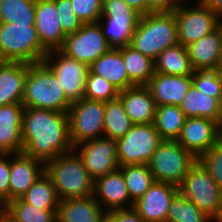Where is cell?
I'll return each mask as SVG.
<instances>
[{
  "instance_id": "obj_19",
  "label": "cell",
  "mask_w": 222,
  "mask_h": 222,
  "mask_svg": "<svg viewBox=\"0 0 222 222\" xmlns=\"http://www.w3.org/2000/svg\"><path fill=\"white\" fill-rule=\"evenodd\" d=\"M45 172V163L21 153H11L9 201L22 197Z\"/></svg>"
},
{
  "instance_id": "obj_34",
  "label": "cell",
  "mask_w": 222,
  "mask_h": 222,
  "mask_svg": "<svg viewBox=\"0 0 222 222\" xmlns=\"http://www.w3.org/2000/svg\"><path fill=\"white\" fill-rule=\"evenodd\" d=\"M127 185L130 198L135 202L142 197L154 182L148 164L119 166Z\"/></svg>"
},
{
  "instance_id": "obj_7",
  "label": "cell",
  "mask_w": 222,
  "mask_h": 222,
  "mask_svg": "<svg viewBox=\"0 0 222 222\" xmlns=\"http://www.w3.org/2000/svg\"><path fill=\"white\" fill-rule=\"evenodd\" d=\"M197 160L177 141L163 140L148 162V167L154 181L179 187Z\"/></svg>"
},
{
  "instance_id": "obj_26",
  "label": "cell",
  "mask_w": 222,
  "mask_h": 222,
  "mask_svg": "<svg viewBox=\"0 0 222 222\" xmlns=\"http://www.w3.org/2000/svg\"><path fill=\"white\" fill-rule=\"evenodd\" d=\"M89 67L91 73L102 76L119 91L135 86L128 78L120 48H110Z\"/></svg>"
},
{
  "instance_id": "obj_33",
  "label": "cell",
  "mask_w": 222,
  "mask_h": 222,
  "mask_svg": "<svg viewBox=\"0 0 222 222\" xmlns=\"http://www.w3.org/2000/svg\"><path fill=\"white\" fill-rule=\"evenodd\" d=\"M20 199L43 210H57L60 201L51 178L45 172Z\"/></svg>"
},
{
  "instance_id": "obj_8",
  "label": "cell",
  "mask_w": 222,
  "mask_h": 222,
  "mask_svg": "<svg viewBox=\"0 0 222 222\" xmlns=\"http://www.w3.org/2000/svg\"><path fill=\"white\" fill-rule=\"evenodd\" d=\"M141 14L124 0H103L97 21L111 48L129 46Z\"/></svg>"
},
{
  "instance_id": "obj_46",
  "label": "cell",
  "mask_w": 222,
  "mask_h": 222,
  "mask_svg": "<svg viewBox=\"0 0 222 222\" xmlns=\"http://www.w3.org/2000/svg\"><path fill=\"white\" fill-rule=\"evenodd\" d=\"M141 15L147 14V0H124Z\"/></svg>"
},
{
  "instance_id": "obj_30",
  "label": "cell",
  "mask_w": 222,
  "mask_h": 222,
  "mask_svg": "<svg viewBox=\"0 0 222 222\" xmlns=\"http://www.w3.org/2000/svg\"><path fill=\"white\" fill-rule=\"evenodd\" d=\"M186 116L179 106L169 104L156 107L154 125L162 140L177 141Z\"/></svg>"
},
{
  "instance_id": "obj_9",
  "label": "cell",
  "mask_w": 222,
  "mask_h": 222,
  "mask_svg": "<svg viewBox=\"0 0 222 222\" xmlns=\"http://www.w3.org/2000/svg\"><path fill=\"white\" fill-rule=\"evenodd\" d=\"M193 7L185 0L173 10L177 25L178 42L184 47L198 41L215 30L222 19L207 8L200 0ZM186 4V5H185Z\"/></svg>"
},
{
  "instance_id": "obj_40",
  "label": "cell",
  "mask_w": 222,
  "mask_h": 222,
  "mask_svg": "<svg viewBox=\"0 0 222 222\" xmlns=\"http://www.w3.org/2000/svg\"><path fill=\"white\" fill-rule=\"evenodd\" d=\"M74 13L82 24L96 23L101 17L103 0H71Z\"/></svg>"
},
{
  "instance_id": "obj_41",
  "label": "cell",
  "mask_w": 222,
  "mask_h": 222,
  "mask_svg": "<svg viewBox=\"0 0 222 222\" xmlns=\"http://www.w3.org/2000/svg\"><path fill=\"white\" fill-rule=\"evenodd\" d=\"M58 9L60 25L65 35L75 33L81 28L82 22L74 13L71 0H54Z\"/></svg>"
},
{
  "instance_id": "obj_21",
  "label": "cell",
  "mask_w": 222,
  "mask_h": 222,
  "mask_svg": "<svg viewBox=\"0 0 222 222\" xmlns=\"http://www.w3.org/2000/svg\"><path fill=\"white\" fill-rule=\"evenodd\" d=\"M24 106L12 103L0 107V150L3 153L23 151L22 120Z\"/></svg>"
},
{
  "instance_id": "obj_6",
  "label": "cell",
  "mask_w": 222,
  "mask_h": 222,
  "mask_svg": "<svg viewBox=\"0 0 222 222\" xmlns=\"http://www.w3.org/2000/svg\"><path fill=\"white\" fill-rule=\"evenodd\" d=\"M179 192L215 222H222V190L197 160L179 186Z\"/></svg>"
},
{
  "instance_id": "obj_37",
  "label": "cell",
  "mask_w": 222,
  "mask_h": 222,
  "mask_svg": "<svg viewBox=\"0 0 222 222\" xmlns=\"http://www.w3.org/2000/svg\"><path fill=\"white\" fill-rule=\"evenodd\" d=\"M192 84L202 93L222 103V67L200 68L192 75Z\"/></svg>"
},
{
  "instance_id": "obj_13",
  "label": "cell",
  "mask_w": 222,
  "mask_h": 222,
  "mask_svg": "<svg viewBox=\"0 0 222 222\" xmlns=\"http://www.w3.org/2000/svg\"><path fill=\"white\" fill-rule=\"evenodd\" d=\"M110 48L96 22L82 24L75 33L66 35L60 50L67 56L90 66Z\"/></svg>"
},
{
  "instance_id": "obj_5",
  "label": "cell",
  "mask_w": 222,
  "mask_h": 222,
  "mask_svg": "<svg viewBox=\"0 0 222 222\" xmlns=\"http://www.w3.org/2000/svg\"><path fill=\"white\" fill-rule=\"evenodd\" d=\"M47 53L35 24L0 23V61L32 64L43 61Z\"/></svg>"
},
{
  "instance_id": "obj_25",
  "label": "cell",
  "mask_w": 222,
  "mask_h": 222,
  "mask_svg": "<svg viewBox=\"0 0 222 222\" xmlns=\"http://www.w3.org/2000/svg\"><path fill=\"white\" fill-rule=\"evenodd\" d=\"M27 63L0 61V107L22 103Z\"/></svg>"
},
{
  "instance_id": "obj_1",
  "label": "cell",
  "mask_w": 222,
  "mask_h": 222,
  "mask_svg": "<svg viewBox=\"0 0 222 222\" xmlns=\"http://www.w3.org/2000/svg\"><path fill=\"white\" fill-rule=\"evenodd\" d=\"M23 153L46 163L73 150L66 112L24 107Z\"/></svg>"
},
{
  "instance_id": "obj_22",
  "label": "cell",
  "mask_w": 222,
  "mask_h": 222,
  "mask_svg": "<svg viewBox=\"0 0 222 222\" xmlns=\"http://www.w3.org/2000/svg\"><path fill=\"white\" fill-rule=\"evenodd\" d=\"M194 70L221 67L222 23L212 32L186 46Z\"/></svg>"
},
{
  "instance_id": "obj_27",
  "label": "cell",
  "mask_w": 222,
  "mask_h": 222,
  "mask_svg": "<svg viewBox=\"0 0 222 222\" xmlns=\"http://www.w3.org/2000/svg\"><path fill=\"white\" fill-rule=\"evenodd\" d=\"M179 107L186 118H208L222 126V103L217 98L202 93L193 84Z\"/></svg>"
},
{
  "instance_id": "obj_42",
  "label": "cell",
  "mask_w": 222,
  "mask_h": 222,
  "mask_svg": "<svg viewBox=\"0 0 222 222\" xmlns=\"http://www.w3.org/2000/svg\"><path fill=\"white\" fill-rule=\"evenodd\" d=\"M11 153H3L0 156V199L6 203L9 201V176Z\"/></svg>"
},
{
  "instance_id": "obj_49",
  "label": "cell",
  "mask_w": 222,
  "mask_h": 222,
  "mask_svg": "<svg viewBox=\"0 0 222 222\" xmlns=\"http://www.w3.org/2000/svg\"><path fill=\"white\" fill-rule=\"evenodd\" d=\"M0 222H9L7 219H5L4 217L0 218Z\"/></svg>"
},
{
  "instance_id": "obj_32",
  "label": "cell",
  "mask_w": 222,
  "mask_h": 222,
  "mask_svg": "<svg viewBox=\"0 0 222 222\" xmlns=\"http://www.w3.org/2000/svg\"><path fill=\"white\" fill-rule=\"evenodd\" d=\"M133 126L119 97L105 102L103 136L114 140L122 138Z\"/></svg>"
},
{
  "instance_id": "obj_47",
  "label": "cell",
  "mask_w": 222,
  "mask_h": 222,
  "mask_svg": "<svg viewBox=\"0 0 222 222\" xmlns=\"http://www.w3.org/2000/svg\"><path fill=\"white\" fill-rule=\"evenodd\" d=\"M101 222H117V221L107 212V214L102 218Z\"/></svg>"
},
{
  "instance_id": "obj_28",
  "label": "cell",
  "mask_w": 222,
  "mask_h": 222,
  "mask_svg": "<svg viewBox=\"0 0 222 222\" xmlns=\"http://www.w3.org/2000/svg\"><path fill=\"white\" fill-rule=\"evenodd\" d=\"M154 64L155 73L192 76L195 72L186 47L179 43L163 50Z\"/></svg>"
},
{
  "instance_id": "obj_36",
  "label": "cell",
  "mask_w": 222,
  "mask_h": 222,
  "mask_svg": "<svg viewBox=\"0 0 222 222\" xmlns=\"http://www.w3.org/2000/svg\"><path fill=\"white\" fill-rule=\"evenodd\" d=\"M205 213L180 192L173 198L165 222H211Z\"/></svg>"
},
{
  "instance_id": "obj_43",
  "label": "cell",
  "mask_w": 222,
  "mask_h": 222,
  "mask_svg": "<svg viewBox=\"0 0 222 222\" xmlns=\"http://www.w3.org/2000/svg\"><path fill=\"white\" fill-rule=\"evenodd\" d=\"M181 0H147V14L150 12L173 11Z\"/></svg>"
},
{
  "instance_id": "obj_48",
  "label": "cell",
  "mask_w": 222,
  "mask_h": 222,
  "mask_svg": "<svg viewBox=\"0 0 222 222\" xmlns=\"http://www.w3.org/2000/svg\"><path fill=\"white\" fill-rule=\"evenodd\" d=\"M5 203L0 199V218L4 217Z\"/></svg>"
},
{
  "instance_id": "obj_2",
  "label": "cell",
  "mask_w": 222,
  "mask_h": 222,
  "mask_svg": "<svg viewBox=\"0 0 222 222\" xmlns=\"http://www.w3.org/2000/svg\"><path fill=\"white\" fill-rule=\"evenodd\" d=\"M22 104L28 108L67 113L72 103L66 98L53 71L41 61L27 63Z\"/></svg>"
},
{
  "instance_id": "obj_17",
  "label": "cell",
  "mask_w": 222,
  "mask_h": 222,
  "mask_svg": "<svg viewBox=\"0 0 222 222\" xmlns=\"http://www.w3.org/2000/svg\"><path fill=\"white\" fill-rule=\"evenodd\" d=\"M93 196L107 212L133 208L134 205L120 169L96 178Z\"/></svg>"
},
{
  "instance_id": "obj_23",
  "label": "cell",
  "mask_w": 222,
  "mask_h": 222,
  "mask_svg": "<svg viewBox=\"0 0 222 222\" xmlns=\"http://www.w3.org/2000/svg\"><path fill=\"white\" fill-rule=\"evenodd\" d=\"M118 97L133 124L154 123L157 106L146 86L127 88Z\"/></svg>"
},
{
  "instance_id": "obj_24",
  "label": "cell",
  "mask_w": 222,
  "mask_h": 222,
  "mask_svg": "<svg viewBox=\"0 0 222 222\" xmlns=\"http://www.w3.org/2000/svg\"><path fill=\"white\" fill-rule=\"evenodd\" d=\"M107 211L94 196L68 198L59 201L57 222H101Z\"/></svg>"
},
{
  "instance_id": "obj_35",
  "label": "cell",
  "mask_w": 222,
  "mask_h": 222,
  "mask_svg": "<svg viewBox=\"0 0 222 222\" xmlns=\"http://www.w3.org/2000/svg\"><path fill=\"white\" fill-rule=\"evenodd\" d=\"M36 0H2L0 23L35 24Z\"/></svg>"
},
{
  "instance_id": "obj_38",
  "label": "cell",
  "mask_w": 222,
  "mask_h": 222,
  "mask_svg": "<svg viewBox=\"0 0 222 222\" xmlns=\"http://www.w3.org/2000/svg\"><path fill=\"white\" fill-rule=\"evenodd\" d=\"M119 90L102 76L89 72L85 82L84 98L108 102L119 96Z\"/></svg>"
},
{
  "instance_id": "obj_39",
  "label": "cell",
  "mask_w": 222,
  "mask_h": 222,
  "mask_svg": "<svg viewBox=\"0 0 222 222\" xmlns=\"http://www.w3.org/2000/svg\"><path fill=\"white\" fill-rule=\"evenodd\" d=\"M212 179L222 190V139L206 151L199 159Z\"/></svg>"
},
{
  "instance_id": "obj_18",
  "label": "cell",
  "mask_w": 222,
  "mask_h": 222,
  "mask_svg": "<svg viewBox=\"0 0 222 222\" xmlns=\"http://www.w3.org/2000/svg\"><path fill=\"white\" fill-rule=\"evenodd\" d=\"M35 28L42 46L47 51L63 46L66 35L62 31L54 0H36Z\"/></svg>"
},
{
  "instance_id": "obj_20",
  "label": "cell",
  "mask_w": 222,
  "mask_h": 222,
  "mask_svg": "<svg viewBox=\"0 0 222 222\" xmlns=\"http://www.w3.org/2000/svg\"><path fill=\"white\" fill-rule=\"evenodd\" d=\"M191 85L192 76L155 73L146 87L155 100L156 106L169 104L179 106Z\"/></svg>"
},
{
  "instance_id": "obj_44",
  "label": "cell",
  "mask_w": 222,
  "mask_h": 222,
  "mask_svg": "<svg viewBox=\"0 0 222 222\" xmlns=\"http://www.w3.org/2000/svg\"><path fill=\"white\" fill-rule=\"evenodd\" d=\"M117 222H145L133 209H116L108 212Z\"/></svg>"
},
{
  "instance_id": "obj_10",
  "label": "cell",
  "mask_w": 222,
  "mask_h": 222,
  "mask_svg": "<svg viewBox=\"0 0 222 222\" xmlns=\"http://www.w3.org/2000/svg\"><path fill=\"white\" fill-rule=\"evenodd\" d=\"M162 141L154 123L133 124L122 138L116 140L119 166L148 164Z\"/></svg>"
},
{
  "instance_id": "obj_3",
  "label": "cell",
  "mask_w": 222,
  "mask_h": 222,
  "mask_svg": "<svg viewBox=\"0 0 222 222\" xmlns=\"http://www.w3.org/2000/svg\"><path fill=\"white\" fill-rule=\"evenodd\" d=\"M45 173L51 178L59 200L85 198L94 193V179L74 150L46 162Z\"/></svg>"
},
{
  "instance_id": "obj_12",
  "label": "cell",
  "mask_w": 222,
  "mask_h": 222,
  "mask_svg": "<svg viewBox=\"0 0 222 222\" xmlns=\"http://www.w3.org/2000/svg\"><path fill=\"white\" fill-rule=\"evenodd\" d=\"M43 62L53 71L71 103L84 98L85 82L90 72L87 64L67 56L60 49L48 51Z\"/></svg>"
},
{
  "instance_id": "obj_45",
  "label": "cell",
  "mask_w": 222,
  "mask_h": 222,
  "mask_svg": "<svg viewBox=\"0 0 222 222\" xmlns=\"http://www.w3.org/2000/svg\"><path fill=\"white\" fill-rule=\"evenodd\" d=\"M207 8L222 19V0H200Z\"/></svg>"
},
{
  "instance_id": "obj_11",
  "label": "cell",
  "mask_w": 222,
  "mask_h": 222,
  "mask_svg": "<svg viewBox=\"0 0 222 222\" xmlns=\"http://www.w3.org/2000/svg\"><path fill=\"white\" fill-rule=\"evenodd\" d=\"M105 102L83 98L71 104L68 115L69 135L73 147L81 142L102 137Z\"/></svg>"
},
{
  "instance_id": "obj_31",
  "label": "cell",
  "mask_w": 222,
  "mask_h": 222,
  "mask_svg": "<svg viewBox=\"0 0 222 222\" xmlns=\"http://www.w3.org/2000/svg\"><path fill=\"white\" fill-rule=\"evenodd\" d=\"M57 210H43L20 198L5 203L4 218L9 222H57Z\"/></svg>"
},
{
  "instance_id": "obj_15",
  "label": "cell",
  "mask_w": 222,
  "mask_h": 222,
  "mask_svg": "<svg viewBox=\"0 0 222 222\" xmlns=\"http://www.w3.org/2000/svg\"><path fill=\"white\" fill-rule=\"evenodd\" d=\"M222 139V126L202 117L186 118L177 142L199 159Z\"/></svg>"
},
{
  "instance_id": "obj_14",
  "label": "cell",
  "mask_w": 222,
  "mask_h": 222,
  "mask_svg": "<svg viewBox=\"0 0 222 222\" xmlns=\"http://www.w3.org/2000/svg\"><path fill=\"white\" fill-rule=\"evenodd\" d=\"M73 150L94 180L119 169L117 144L114 139L98 137L75 145Z\"/></svg>"
},
{
  "instance_id": "obj_4",
  "label": "cell",
  "mask_w": 222,
  "mask_h": 222,
  "mask_svg": "<svg viewBox=\"0 0 222 222\" xmlns=\"http://www.w3.org/2000/svg\"><path fill=\"white\" fill-rule=\"evenodd\" d=\"M178 43L174 12H150L141 15L130 46L155 60L163 50Z\"/></svg>"
},
{
  "instance_id": "obj_16",
  "label": "cell",
  "mask_w": 222,
  "mask_h": 222,
  "mask_svg": "<svg viewBox=\"0 0 222 222\" xmlns=\"http://www.w3.org/2000/svg\"><path fill=\"white\" fill-rule=\"evenodd\" d=\"M179 187L154 181L142 197L134 202L133 209L145 222H165L173 198Z\"/></svg>"
},
{
  "instance_id": "obj_29",
  "label": "cell",
  "mask_w": 222,
  "mask_h": 222,
  "mask_svg": "<svg viewBox=\"0 0 222 222\" xmlns=\"http://www.w3.org/2000/svg\"><path fill=\"white\" fill-rule=\"evenodd\" d=\"M129 80L135 86H146L155 74L154 60L133 47H120Z\"/></svg>"
}]
</instances>
